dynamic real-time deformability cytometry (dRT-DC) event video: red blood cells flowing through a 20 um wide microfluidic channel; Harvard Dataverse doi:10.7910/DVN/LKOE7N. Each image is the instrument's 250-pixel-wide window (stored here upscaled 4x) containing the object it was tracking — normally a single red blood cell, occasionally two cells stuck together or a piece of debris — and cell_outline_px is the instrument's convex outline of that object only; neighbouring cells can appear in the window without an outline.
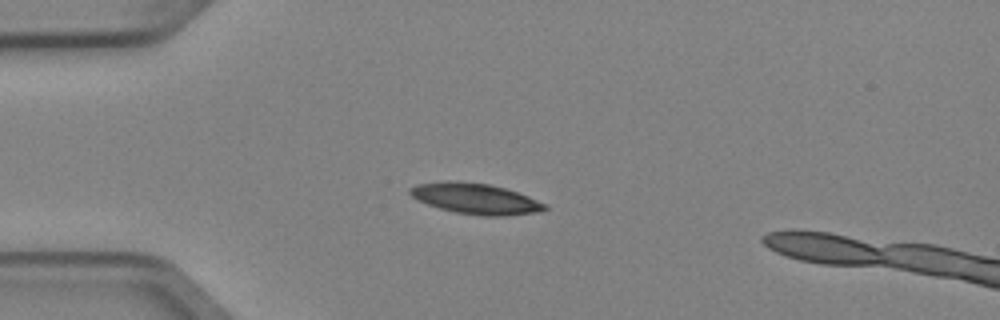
{"species": "Egyptian fruit bat (a non-hibernating species)", "species_latin": "Rousettus aegyptiacus", "temperature_condition": "cold", "stored_images_in_passage": 6, "camera_frame_rate_fps": 3000, "um_per_image_px": 0.085, "animal": {"sex": "female"}, "frame": {"image": 1, "passage_image": 3, "time_ms": 0.667, "image_size_px": [1000, 320], "cell_outline_px": [[548, 208], [544, 212], [504, 216], [484, 216], [456, 212], [440, 208], [428, 204], [412, 196], [408, 192], [408, 188], [416, 184], [444, 180], [460, 180], [488, 184], [504, 188], [528, 196], [548, 204]], "centroid_in_image_um": [40.45, 16.88], "position_along_channel_um": 44.5, "area_um2": 24.39}}
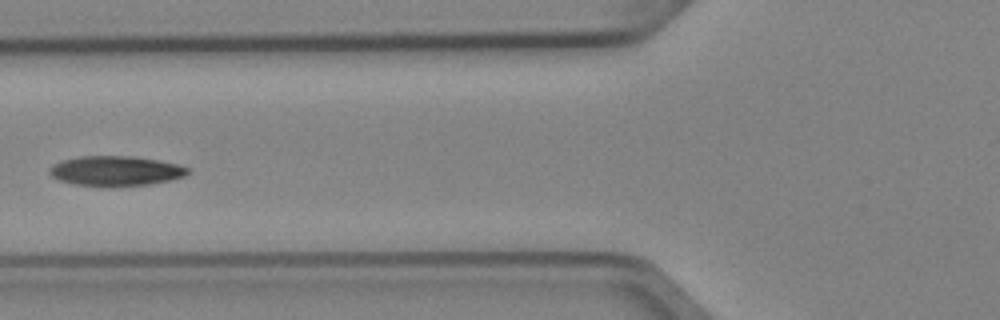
{"frame": {"image": 2, "passage_image": 5, "time_ms": 1.333, "image_size_px": [1000, 320], "cell_outline_px": [[188, 172], [184, 176], [168, 180], [148, 184], [112, 188], [76, 184], [60, 180], [52, 176], [48, 172], [48, 168], [52, 164], [64, 160], [80, 156], [128, 156], [160, 160], [176, 164], [188, 168]], "centroid_in_image_um": [9.79, 14.54], "position_along_channel_um": 116.0, "area_um2": 24.16}}